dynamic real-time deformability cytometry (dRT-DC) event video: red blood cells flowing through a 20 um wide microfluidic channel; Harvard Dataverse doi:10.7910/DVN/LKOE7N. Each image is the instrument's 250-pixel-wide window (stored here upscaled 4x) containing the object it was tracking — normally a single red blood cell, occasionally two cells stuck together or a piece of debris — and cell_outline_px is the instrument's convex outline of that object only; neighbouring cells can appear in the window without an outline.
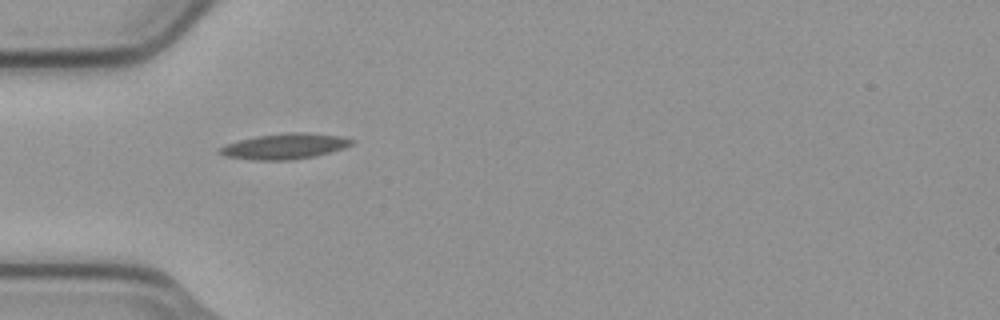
{"species": "common noctule bat (a hibernating species)", "species_latin": "Nyctalus noctula", "temperature_condition": "cold", "stored_images_in_passage": 39, "camera_frame_rate_fps": 3000, "um_per_image_px": 0.085, "animal": {"sex": "male", "body_mass_g": 23.1, "forearm_length_mm": 52.7}, "frame": {"image": 1, "passage_image": 1, "time_ms": 0.0, "image_size_px": [1000, 320], "cell_outline_px": [[352, 144], [344, 148], [316, 156], [292, 160], [252, 160], [228, 156], [220, 152], [220, 148], [228, 144], [240, 140], [256, 136], [292, 132], [304, 132], [340, 136], [352, 140]], "centroid_in_image_um": [24.24, 12.44], "position_along_channel_um": 60.8, "area_um2": 19.31}}
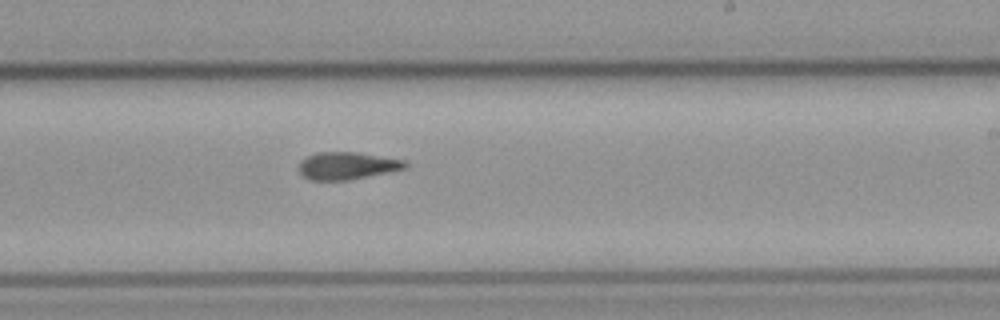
{"frame": {"image": 2, "passage_image": 17, "time_ms": 5.333, "image_size_px": [1000, 320], "cell_outline_px": [[408, 164], [404, 168], [388, 172], [348, 180], [308, 180], [300, 172], [300, 160], [316, 152], [360, 152], [404, 160]], "centroid_in_image_um": [29.49, 14.08], "position_along_channel_um": 259.5, "area_um2": 16.88}}
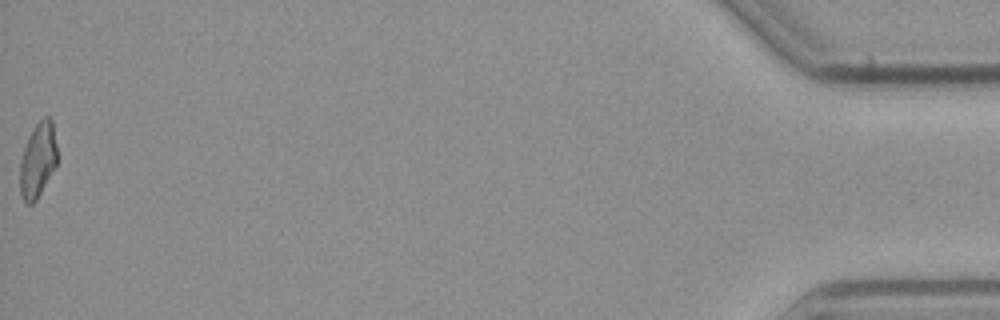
{"frame": {"image": 3, "passage_image": 39, "time_ms": 12.667, "image_size_px": [1000, 320], "cell_outline_px": [[56, 164], [36, 200], [32, 204], [28, 204], [24, 200], [20, 192], [20, 160], [28, 136], [36, 124], [44, 116], [48, 116], [52, 120], [56, 144]], "centroid_in_image_um": [3.2, 13.58], "position_along_channel_um": 432.0, "area_um2": 15.95}, "authors_computed_cell_mechanics": {"area_um2": 17.1088, "velocity_mm_per_s": 3.772, "shape_relaxation_time_tau1_ms": null, "shape_relaxation_time_tau2_ms": 4.4801, "deformation_change_tau1": null, "deformation_change_tau2": 0.1209}}